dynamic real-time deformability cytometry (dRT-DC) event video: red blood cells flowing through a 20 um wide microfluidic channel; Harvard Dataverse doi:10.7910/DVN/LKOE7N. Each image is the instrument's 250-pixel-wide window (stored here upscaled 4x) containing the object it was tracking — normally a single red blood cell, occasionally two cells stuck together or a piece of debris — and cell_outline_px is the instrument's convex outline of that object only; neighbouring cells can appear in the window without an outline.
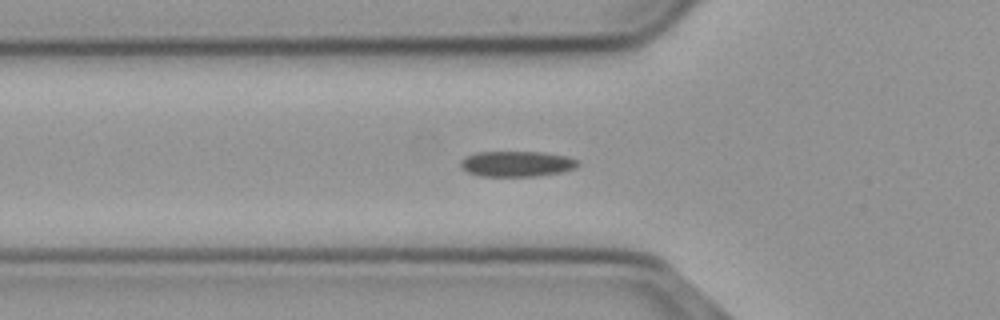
{"species": "common noctule bat (a hibernating species)", "species_latin": "Nyctalus noctula", "temperature_condition": "cold", "stored_images_in_passage": 40, "segment_of_instrument_passage": [1, 2], "camera_frame_rate_fps": 3000, "um_per_image_px": 0.085, "animal": {"sex": "male", "body_mass_g": 23.1, "forearm_length_mm": 52.7}, "frame": {"image": 1, "passage_image": 2, "time_ms": 0.333, "image_size_px": [1000, 320], "cell_outline_px": [[580, 164], [576, 168], [560, 172], [536, 176], [480, 176], [468, 172], [460, 164], [460, 160], [476, 152], [544, 152], [564, 156], [576, 160]], "centroid_in_image_um": [43.92, 13.92], "position_along_channel_um": 81.9, "area_um2": 17.28}}
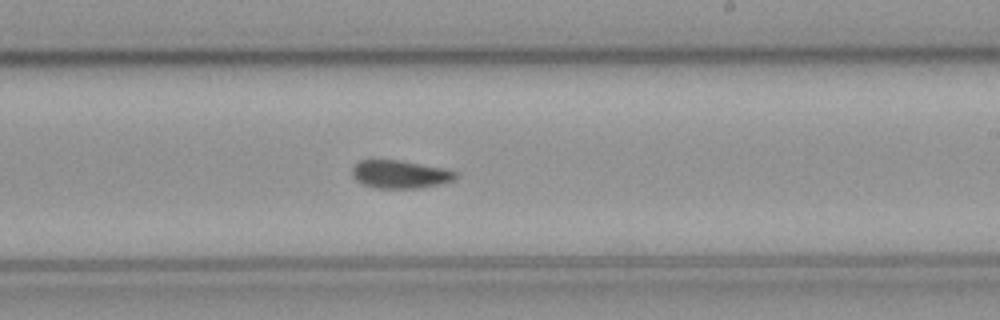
{"frame": {"image": 2, "passage_image": 16, "time_ms": 5.0, "image_size_px": [1000, 320], "cell_outline_px": [[460, 176], [452, 180], [420, 188], [376, 188], [360, 184], [352, 176], [352, 168], [360, 160], [400, 160], [444, 168], [456, 172]], "centroid_in_image_um": [33.97, 14.81], "position_along_channel_um": 255.0, "area_um2": 16.88}}
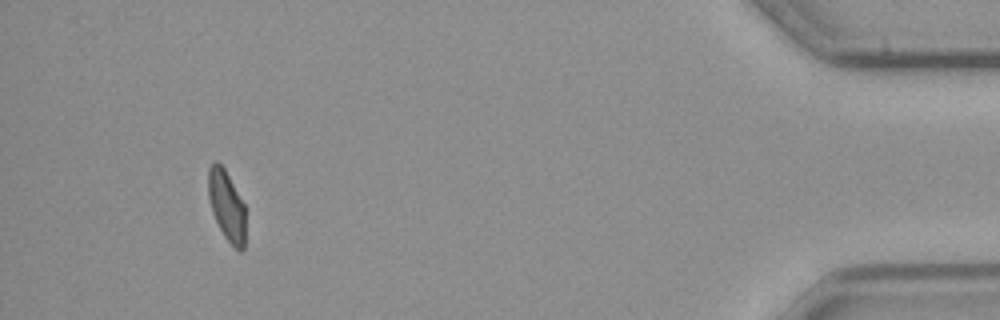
{"frame": {"image": 3, "passage_image": 35, "time_ms": 11.333, "image_size_px": [1000, 320], "cell_outline_px": [[244, 248], [240, 252], [224, 236], [212, 212], [208, 196], [208, 168], [216, 160], [224, 168], [244, 204]], "centroid_in_image_um": [19.24, 17.45], "position_along_channel_um": 416.0, "area_um2": 14.91}}